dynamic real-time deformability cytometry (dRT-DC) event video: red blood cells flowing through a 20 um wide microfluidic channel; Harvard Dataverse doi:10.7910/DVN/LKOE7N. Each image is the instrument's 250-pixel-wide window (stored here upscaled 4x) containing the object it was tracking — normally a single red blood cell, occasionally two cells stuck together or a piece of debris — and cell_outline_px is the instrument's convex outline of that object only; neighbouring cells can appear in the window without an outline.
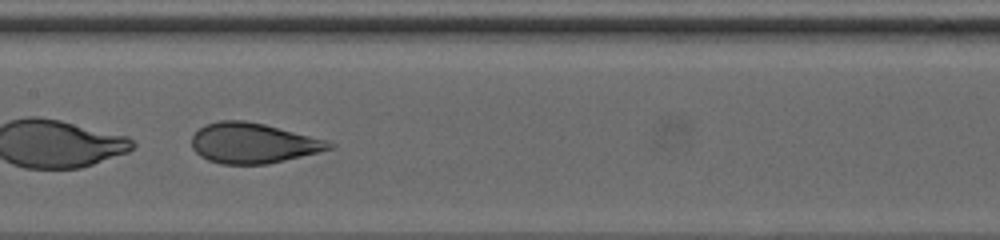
{"species": "human", "species_latin": "Homo sapiens", "temperature_condition": "cold", "stored_images_in_passage": 41, "segment_of_instrument_passage": [2, 2], "camera_frame_rate_fps": 3000, "um_per_image_px": 0.085, "donor": {"sex": "female"}, "frame": {"image": 1, "passage_image": 28, "time_ms": 9.0, "image_size_px": [1000, 240], "cell_outline_px": [[328, 148], [280, 160], [260, 164], [228, 164], [212, 160], [204, 156], [192, 144], [192, 140], [196, 132], [200, 128], [208, 124], [260, 124], [276, 128], [304, 136]], "centroid_in_image_um": [21.31, 12.22], "position_along_channel_um": 186.1, "area_um2": 28.15}}